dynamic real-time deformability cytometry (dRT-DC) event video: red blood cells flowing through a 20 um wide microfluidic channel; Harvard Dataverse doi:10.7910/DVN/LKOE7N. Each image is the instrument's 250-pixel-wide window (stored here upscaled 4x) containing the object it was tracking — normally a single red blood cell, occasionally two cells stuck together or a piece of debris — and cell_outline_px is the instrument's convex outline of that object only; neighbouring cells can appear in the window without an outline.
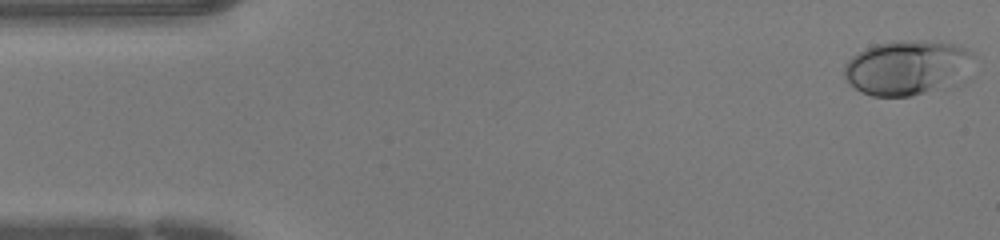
{"species": "human", "species_latin": "Homo sapiens", "temperature_condition": "warm", "stored_images_in_passage": 44, "camera_frame_rate_fps": 3000, "um_per_image_px": 0.085, "donor": {"sex": "female"}, "frame": {"image": 1, "passage_image": 1, "time_ms": 0.0, "image_size_px": [1000, 240], "cell_outline_px": [[976, 52], [924, 92], [912, 96], [872, 96], [860, 92], [844, 76], [844, 64], [852, 56], [876, 44], [896, 40], [928, 40], [956, 44]], "centroid_in_image_um": [76.78, 5.66], "position_along_channel_um": 8.2, "area_um2": 37.92}}
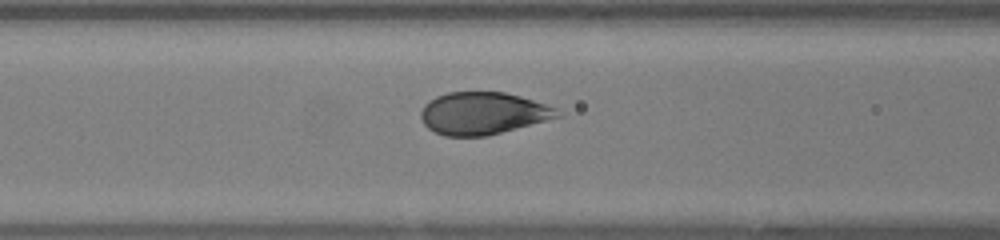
{"frame": {"image": 2, "passage_image": 17, "time_ms": 5.333, "image_size_px": [1000, 240], "cell_outline_px": [[564, 116], [484, 136], [444, 136], [428, 128], [424, 124], [420, 116], [420, 112], [424, 104], [428, 100], [436, 96], [448, 92], [504, 92], [520, 96], [556, 108]], "centroid_in_image_um": [41.02, 9.62], "position_along_channel_um": 125.6, "area_um2": 33.52}}
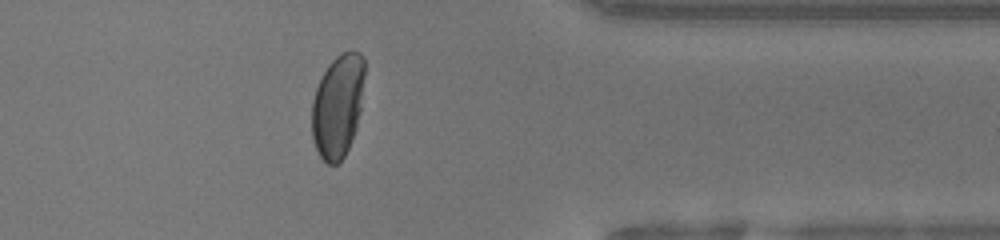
{"frame": {"image": 3, "passage_image": 35, "time_ms": 11.333, "image_size_px": [1000, 240], "cell_outline_px": [[364, 76], [360, 112], [356, 128], [352, 140], [344, 156], [336, 164], [328, 164], [320, 156], [316, 148], [312, 136], [312, 100], [316, 88], [328, 64], [340, 52], [360, 52], [364, 56]], "centroid_in_image_um": [28.71, 8.99], "position_along_channel_um": 382.7, "area_um2": 31.67}}